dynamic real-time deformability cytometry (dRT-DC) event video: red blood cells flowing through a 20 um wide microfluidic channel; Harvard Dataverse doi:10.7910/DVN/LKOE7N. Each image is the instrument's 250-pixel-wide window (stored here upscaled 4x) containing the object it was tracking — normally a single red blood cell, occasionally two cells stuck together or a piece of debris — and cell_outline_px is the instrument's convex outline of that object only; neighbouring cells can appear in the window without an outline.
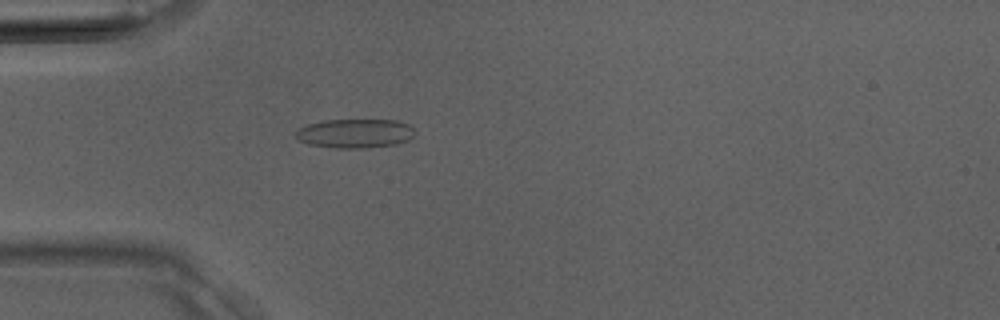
{"species": "Egyptian fruit bat (a non-hibernating species)", "species_latin": "Rousettus aegyptiacus", "temperature_condition": "room temperature", "stored_images_in_passage": 34, "camera_frame_rate_fps": 3000, "um_per_image_px": 0.085, "animal": {"sex": "male"}, "frame": {"image": 1, "passage_image": 7, "time_ms": 2.0, "image_size_px": [1000, 320], "cell_outline_px": [[416, 132], [408, 140], [396, 144], [364, 148], [332, 148], [308, 144], [300, 140], [296, 136], [296, 132], [300, 128], [308, 124], [324, 120], [396, 120], [408, 124]], "centroid_in_image_um": [30.18, 11.34], "position_along_channel_um": 54.8, "area_um2": 20.11}}
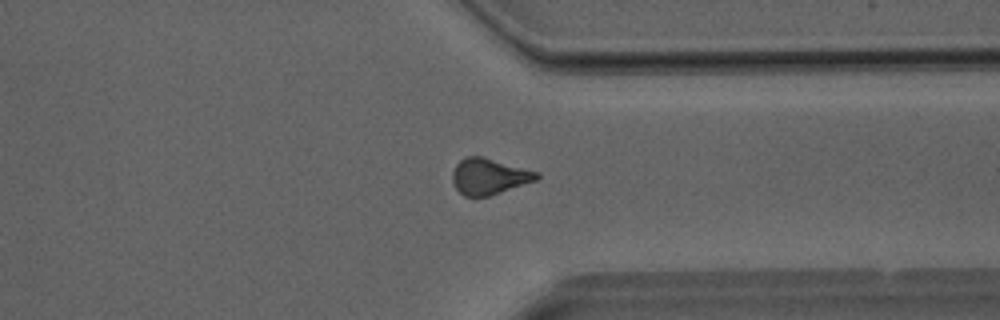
{"frame": {"image": 2, "passage_image": 25, "time_ms": 8.0, "image_size_px": [1000, 320], "cell_outline_px": [[540, 176], [536, 180], [488, 196], [472, 200], [464, 196], [456, 188], [452, 180], [452, 172], [456, 164], [460, 160], [468, 156], [484, 156], [540, 172]], "centroid_in_image_um": [41.55, 15.01], "position_along_channel_um": 369.9, "area_um2": 18.03}}
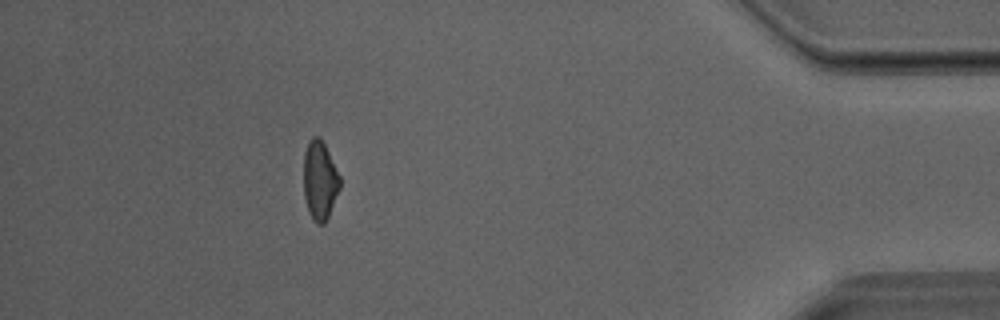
{"frame": {"image": 3, "passage_image": 30, "time_ms": 9.667, "image_size_px": [1000, 320], "cell_outline_px": [[340, 188], [328, 216], [324, 224], [316, 224], [312, 220], [308, 212], [304, 196], [304, 152], [308, 140], [312, 136], [320, 136], [340, 176]], "centroid_in_image_um": [27.17, 15.33], "position_along_channel_um": 408.0, "area_um2": 16.76}}